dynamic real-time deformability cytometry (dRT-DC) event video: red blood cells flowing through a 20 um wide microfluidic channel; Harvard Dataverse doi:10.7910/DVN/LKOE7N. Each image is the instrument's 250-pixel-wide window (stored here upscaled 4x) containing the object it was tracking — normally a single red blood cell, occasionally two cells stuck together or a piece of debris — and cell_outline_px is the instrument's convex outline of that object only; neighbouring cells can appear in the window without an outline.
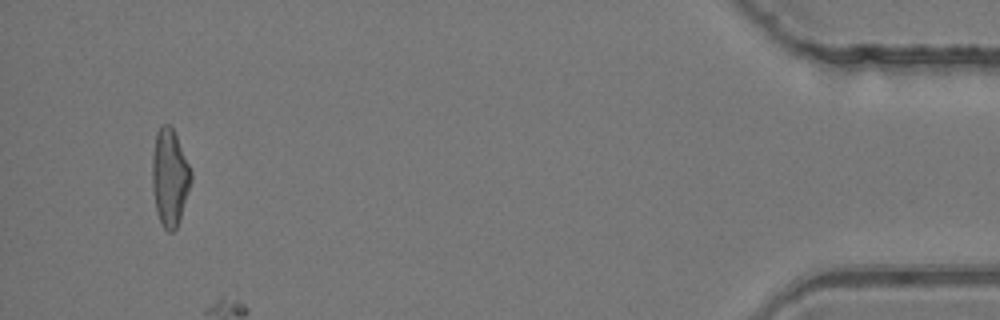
{"species": "common noctule bat (a hibernating species)", "species_latin": "Nyctalus noctula", "temperature_condition": "room temperature", "stored_images_in_passage": 50, "camera_frame_rate_fps": 3000, "um_per_image_px": 0.085, "animal": {"sex": "female", "body_mass_g": 24.6, "forearm_length_mm": 56.2}, "frame": {"image": 1, "passage_image": 48, "time_ms": 15.667, "image_size_px": [1000, 320], "cell_outline_px": [[192, 180], [180, 220], [176, 228], [172, 232], [168, 232], [160, 224], [156, 212], [152, 192], [152, 156], [156, 132], [160, 124], [168, 124], [172, 128], [176, 136], [192, 172]], "centroid_in_image_um": [14.41, 15.11], "position_along_channel_um": 420.8, "area_um2": 22.2}}